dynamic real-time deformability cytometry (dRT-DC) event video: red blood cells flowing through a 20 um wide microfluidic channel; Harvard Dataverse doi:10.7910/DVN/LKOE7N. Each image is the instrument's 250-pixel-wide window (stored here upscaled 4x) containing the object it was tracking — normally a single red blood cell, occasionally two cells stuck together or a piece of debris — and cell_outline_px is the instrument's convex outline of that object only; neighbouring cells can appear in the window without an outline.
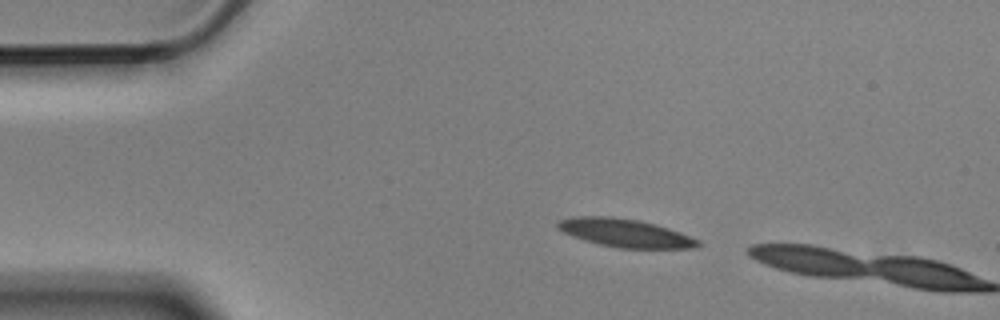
{"species": "Egyptian fruit bat (a non-hibernating species)", "species_latin": "Rousettus aegyptiacus", "temperature_condition": "cold", "stored_images_in_passage": 2, "camera_frame_rate_fps": 3000, "um_per_image_px": 0.085, "animal": {"sex": "male"}, "frame": {"image": 1, "passage_image": 1, "time_ms": 0.0, "image_size_px": [1000, 320], "cell_outline_px": [[704, 244], [692, 248], [620, 248], [600, 244], [584, 240], [572, 236], [556, 228], [556, 224], [560, 220], [576, 216], [612, 216], [640, 220], [668, 228], [680, 232], [700, 240]], "centroid_in_image_um": [53.15, 19.8], "position_along_channel_um": 31.8, "area_um2": 23.06}}